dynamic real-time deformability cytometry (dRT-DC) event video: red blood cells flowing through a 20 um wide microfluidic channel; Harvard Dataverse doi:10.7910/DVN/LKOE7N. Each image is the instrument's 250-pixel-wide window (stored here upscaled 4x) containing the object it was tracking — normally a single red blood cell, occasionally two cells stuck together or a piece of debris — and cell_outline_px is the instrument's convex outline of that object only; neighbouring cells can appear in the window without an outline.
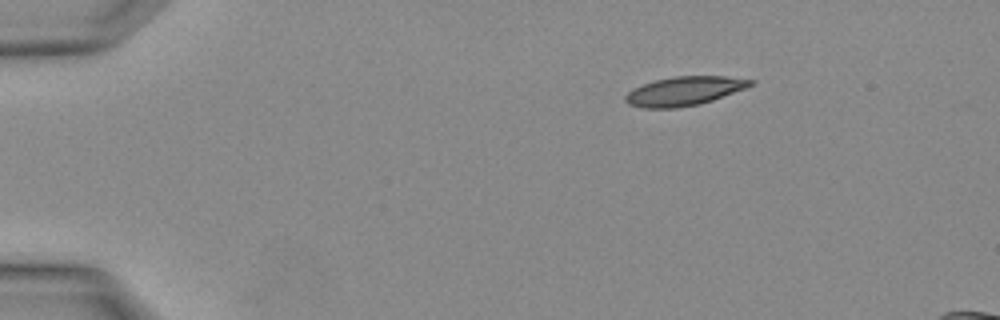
{"species": "Egyptian fruit bat (a non-hibernating species)", "species_latin": "Rousettus aegyptiacus", "temperature_condition": "warm", "stored_images_in_passage": 3, "camera_frame_rate_fps": 3000, "um_per_image_px": 0.085, "animal": {"sex": "female"}, "frame": {"image": 1, "passage_image": 1, "time_ms": 0.0, "image_size_px": [1000, 320], "cell_outline_px": [[756, 80], [748, 88], [700, 104], [676, 108], [640, 108], [628, 104], [624, 100], [624, 96], [632, 88], [656, 80], [676, 76], [724, 76]], "centroid_in_image_um": [58.16, 7.74], "position_along_channel_um": 26.8, "area_um2": 21.21}}